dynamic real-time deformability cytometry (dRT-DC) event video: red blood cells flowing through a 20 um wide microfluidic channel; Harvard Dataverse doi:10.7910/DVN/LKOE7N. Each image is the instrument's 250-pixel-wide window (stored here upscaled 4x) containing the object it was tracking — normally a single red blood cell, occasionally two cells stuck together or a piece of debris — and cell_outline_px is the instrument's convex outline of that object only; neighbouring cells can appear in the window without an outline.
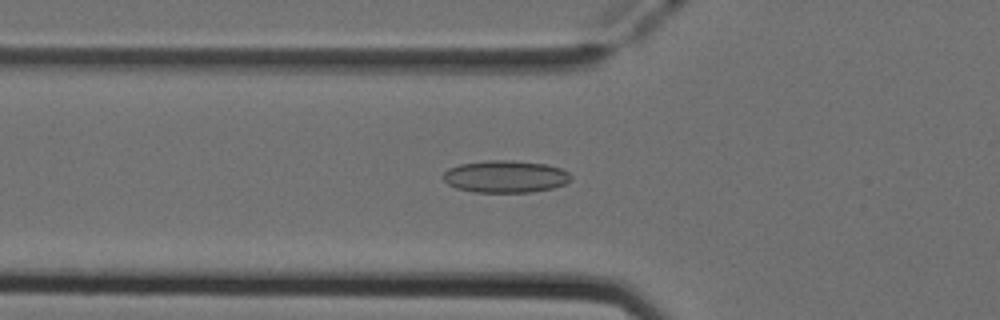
{"species": "Egyptian fruit bat (a non-hibernating species)", "species_latin": "Rousettus aegyptiacus", "temperature_condition": "cold", "stored_images_in_passage": 46, "camera_frame_rate_fps": 3000, "um_per_image_px": 0.085, "animal": {"sex": "female"}, "frame": {"image": 1, "passage_image": 13, "time_ms": 4.0, "image_size_px": [1000, 320], "cell_outline_px": [[572, 180], [564, 184], [552, 188], [532, 192], [476, 192], [456, 188], [448, 184], [440, 176], [448, 168], [460, 164], [488, 160], [512, 160], [544, 164], [560, 168], [568, 172], [572, 176]], "centroid_in_image_um": [42.94, 15.0], "position_along_channel_um": 82.9, "area_um2": 24.04}}
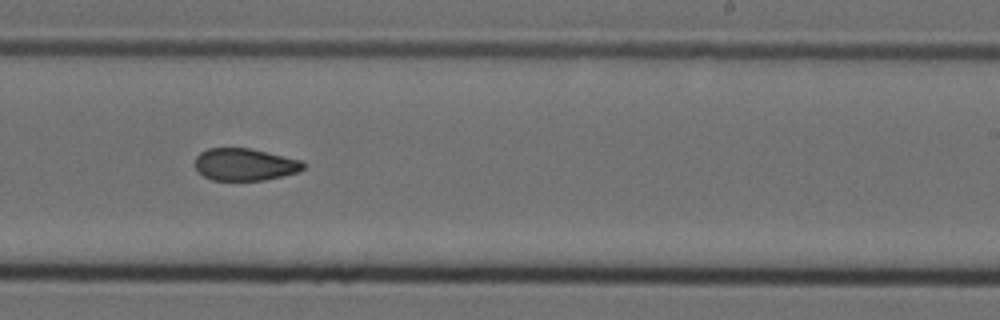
{"frame": {"image": 2, "passage_image": 27, "time_ms": 8.667, "image_size_px": [1000, 320], "cell_outline_px": [[304, 168], [300, 172], [264, 180], [212, 180], [196, 172], [196, 156], [200, 152], [208, 148], [248, 148], [304, 160]], "centroid_in_image_um": [20.82, 13.98], "position_along_channel_um": 268.2, "area_um2": 20.46}}
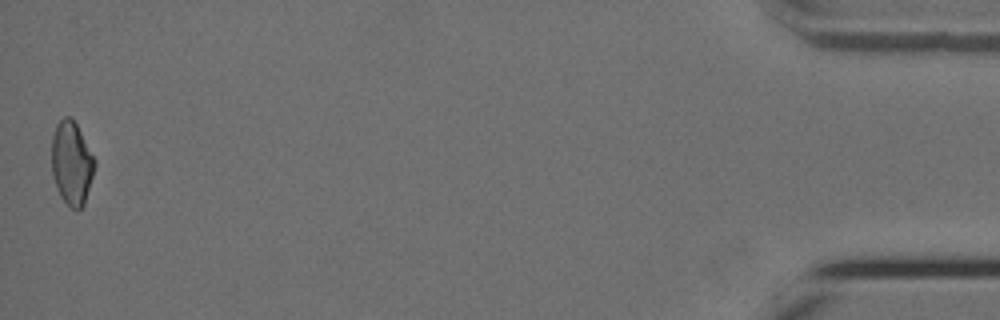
{"frame": {"image": 3, "passage_image": 46, "time_ms": 15.0, "image_size_px": [1000, 320], "cell_outline_px": [[96, 164], [84, 204], [80, 208], [72, 208], [60, 196], [52, 176], [52, 136], [56, 124], [64, 116], [72, 116], [96, 160]], "centroid_in_image_um": [6.09, 13.82], "position_along_channel_um": 429.1, "area_um2": 20.87}, "authors_computed_cell_mechanics": {"area_um2": 21.4438, "velocity_mm_per_s": 3.9621, "shape_relaxation_time_tau1_ms": null, "shape_relaxation_time_tau2_ms": 5.0036, "deformation_change_tau1": null, "deformation_change_tau2": 0.1133}}